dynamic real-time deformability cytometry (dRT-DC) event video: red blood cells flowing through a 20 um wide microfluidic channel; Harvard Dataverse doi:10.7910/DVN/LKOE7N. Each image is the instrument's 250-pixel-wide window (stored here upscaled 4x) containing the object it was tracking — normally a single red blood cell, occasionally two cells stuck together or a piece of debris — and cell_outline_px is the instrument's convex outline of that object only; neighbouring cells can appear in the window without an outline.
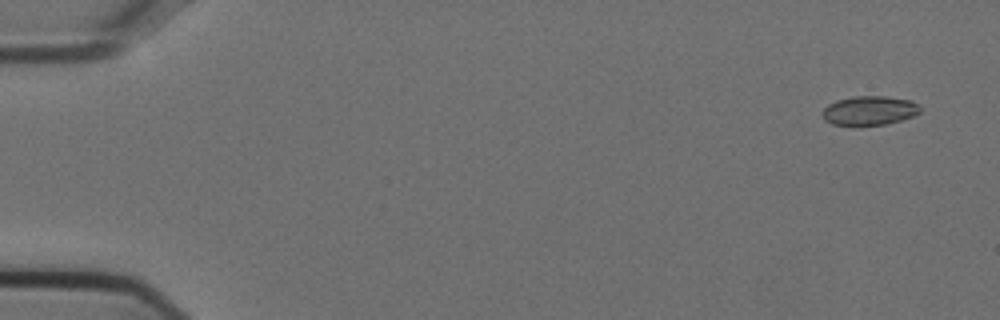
{"species": "Egyptian fruit bat (a non-hibernating species)", "species_latin": "Rousettus aegyptiacus", "temperature_condition": "cold", "stored_images_in_passage": 53, "camera_frame_rate_fps": 3000, "um_per_image_px": 0.085, "animal": {"sex": "female"}, "frame": {"image": 1, "passage_image": 1, "time_ms": 0.0, "image_size_px": [1000, 320], "cell_outline_px": [[920, 112], [912, 116], [900, 120], [884, 124], [832, 124], [824, 120], [820, 112], [828, 104], [836, 100], [852, 96], [884, 96], [912, 100], [920, 108]], "centroid_in_image_um": [73.86, 9.37], "position_along_channel_um": 11.1, "area_um2": 16.42}}
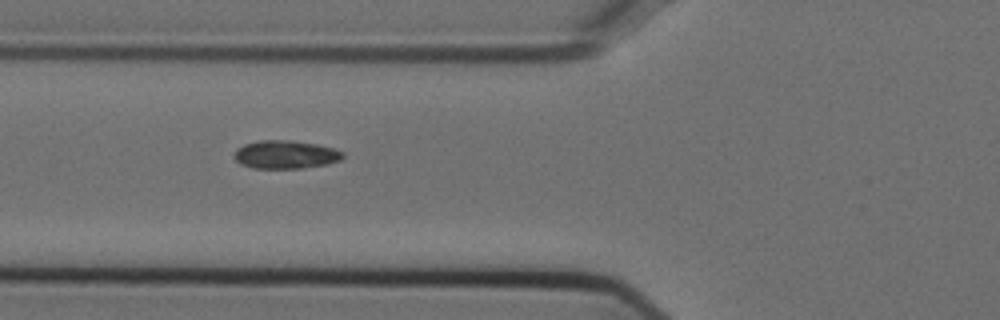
{"frame": {"image": 2, "passage_image": 19, "time_ms": 6.0, "image_size_px": [1000, 320], "cell_outline_px": [[344, 156], [340, 160], [328, 164], [300, 168], [252, 168], [240, 164], [232, 156], [236, 148], [244, 144], [260, 140], [288, 140], [316, 144], [332, 148], [344, 152]], "centroid_in_image_um": [24.23, 13.14], "position_along_channel_um": 101.6, "area_um2": 17.92}}
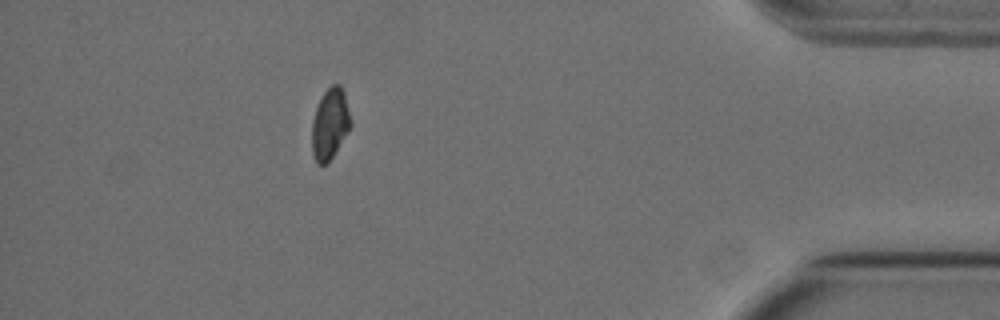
{"frame": {"image": 3, "passage_image": 47, "time_ms": 15.333, "image_size_px": [1000, 320], "cell_outline_px": [[352, 124], [348, 132], [328, 164], [316, 164], [312, 152], [312, 120], [316, 108], [324, 92], [332, 84], [340, 84], [344, 92]], "centroid_in_image_um": [28.04, 10.56], "position_along_channel_um": 407.2, "area_um2": 16.07}, "authors_computed_cell_mechanics": {"area_um2": 17.1088, "velocity_mm_per_s": 3.7631, "shape_relaxation_time_tau1_ms": null, "shape_relaxation_time_tau2_ms": 4.0885, "deformation_change_tau1": null, "deformation_change_tau2": 0.0722}}